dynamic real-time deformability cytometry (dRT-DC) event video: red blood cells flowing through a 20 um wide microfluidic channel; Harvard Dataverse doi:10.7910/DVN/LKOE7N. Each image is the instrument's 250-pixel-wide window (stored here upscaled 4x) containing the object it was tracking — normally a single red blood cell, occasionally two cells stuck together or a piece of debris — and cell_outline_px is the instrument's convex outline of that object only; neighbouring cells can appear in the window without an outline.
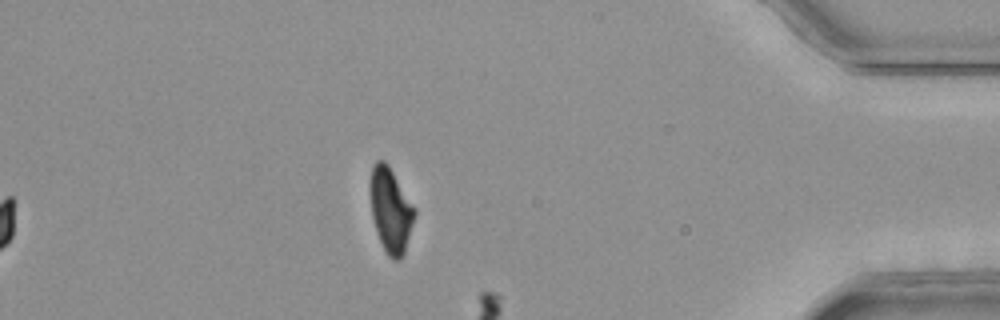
{"species": "common noctule bat (a hibernating species)", "species_latin": "Nyctalus noctula", "temperature_condition": "room temperature", "stored_images_in_passage": 47, "camera_frame_rate_fps": 3000, "um_per_image_px": 0.085, "animal": {"sex": "female", "body_mass_g": 25.1}, "frame": {"image": 1, "passage_image": 47, "time_ms": 15.333, "image_size_px": [1000, 320], "cell_outline_px": [[416, 212], [404, 252], [400, 260], [392, 260], [388, 256], [380, 240], [372, 216], [368, 188], [372, 164], [376, 160], [384, 160], [388, 164], [416, 208]], "centroid_in_image_um": [33.18, 17.8], "position_along_channel_um": 402.0, "area_um2": 22.02}}